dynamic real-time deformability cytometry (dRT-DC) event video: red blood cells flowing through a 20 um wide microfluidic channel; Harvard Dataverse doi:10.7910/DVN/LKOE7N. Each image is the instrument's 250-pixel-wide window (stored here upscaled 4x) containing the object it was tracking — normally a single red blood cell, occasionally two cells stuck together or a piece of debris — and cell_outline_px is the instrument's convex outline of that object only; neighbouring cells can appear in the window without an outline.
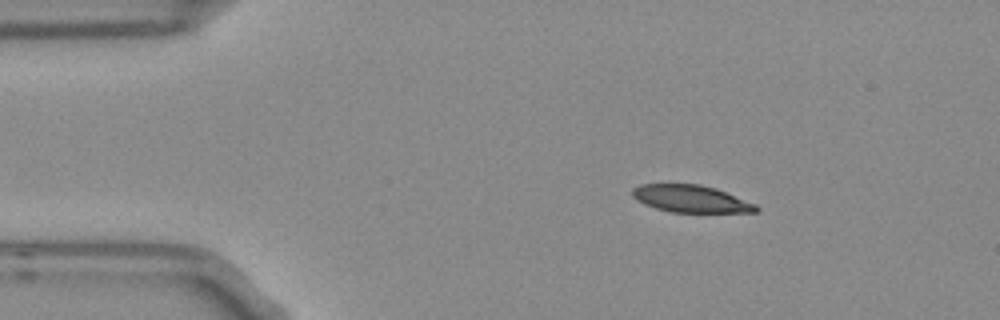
{"species": "Egyptian fruit bat (a non-hibernating species)", "species_latin": "Rousettus aegyptiacus", "temperature_condition": "room temperature", "stored_images_in_passage": 46, "camera_frame_rate_fps": 3000, "um_per_image_px": 0.085, "frame": {"image": 1, "passage_image": 1, "time_ms": 0.0, "image_size_px": [1000, 320], "cell_outline_px": [[760, 208], [756, 212], [672, 212], [656, 208], [644, 204], [636, 200], [632, 196], [632, 188], [640, 184], [700, 184], [716, 188], [756, 204]], "centroid_in_image_um": [58.71, 16.89], "position_along_channel_um": 26.3, "area_um2": 19.65}}
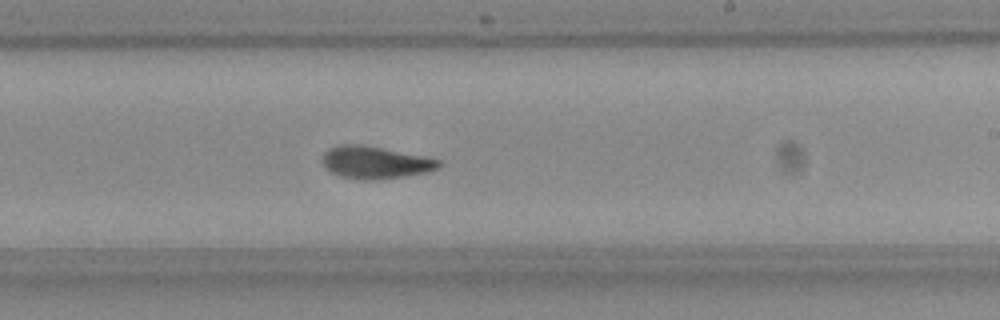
{"frame": {"image": 2, "passage_image": 24, "time_ms": 7.667, "image_size_px": [1000, 320], "cell_outline_px": [[444, 164], [440, 168], [428, 172], [404, 176], [376, 180], [364, 180], [340, 176], [324, 168], [320, 160], [324, 152], [328, 148], [340, 144], [360, 144], [424, 156], [440, 160]], "centroid_in_image_um": [31.88, 13.81], "position_along_channel_um": 257.1, "area_um2": 22.2}}
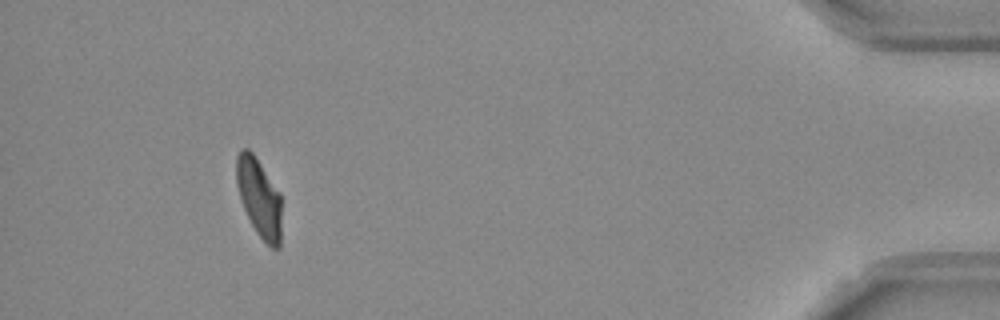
{"frame": {"image": 3, "passage_image": 42, "time_ms": 13.667, "image_size_px": [1000, 320], "cell_outline_px": [[280, 248], [272, 248], [256, 232], [244, 208], [236, 184], [236, 156], [240, 148], [248, 148], [252, 152], [280, 192]], "centroid_in_image_um": [22.01, 16.75], "position_along_channel_um": 413.2, "area_um2": 20.4}, "authors_computed_cell_mechanics": {"area_um2": 21.5594, "velocity_mm_per_s": 3.7531, "shape_relaxation_time_tau1_ms": 6.5114, "shape_relaxation_time_tau2_ms": 2.037, "deformation_change_tau1": 0.2005, "deformation_change_tau2": 0.0723}}